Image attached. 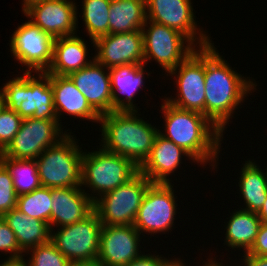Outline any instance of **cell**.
<instances>
[{
  "instance_id": "obj_1",
  "label": "cell",
  "mask_w": 267,
  "mask_h": 266,
  "mask_svg": "<svg viewBox=\"0 0 267 266\" xmlns=\"http://www.w3.org/2000/svg\"><path fill=\"white\" fill-rule=\"evenodd\" d=\"M216 49L213 44L205 47V116L223 133L234 110L257 85L232 70Z\"/></svg>"
},
{
  "instance_id": "obj_2",
  "label": "cell",
  "mask_w": 267,
  "mask_h": 266,
  "mask_svg": "<svg viewBox=\"0 0 267 266\" xmlns=\"http://www.w3.org/2000/svg\"><path fill=\"white\" fill-rule=\"evenodd\" d=\"M161 109L165 133L159 134L187 151L195 162L202 165L210 162L216 168L223 133L202 113L175 107L166 100Z\"/></svg>"
},
{
  "instance_id": "obj_3",
  "label": "cell",
  "mask_w": 267,
  "mask_h": 266,
  "mask_svg": "<svg viewBox=\"0 0 267 266\" xmlns=\"http://www.w3.org/2000/svg\"><path fill=\"white\" fill-rule=\"evenodd\" d=\"M138 111H113L100 116L102 146L132 160L138 167L149 157L157 128L138 117ZM138 115V116H137Z\"/></svg>"
},
{
  "instance_id": "obj_4",
  "label": "cell",
  "mask_w": 267,
  "mask_h": 266,
  "mask_svg": "<svg viewBox=\"0 0 267 266\" xmlns=\"http://www.w3.org/2000/svg\"><path fill=\"white\" fill-rule=\"evenodd\" d=\"M24 72L6 82L1 89L5 107L17 112L22 119L58 120L53 100L50 74L39 72L38 77Z\"/></svg>"
},
{
  "instance_id": "obj_5",
  "label": "cell",
  "mask_w": 267,
  "mask_h": 266,
  "mask_svg": "<svg viewBox=\"0 0 267 266\" xmlns=\"http://www.w3.org/2000/svg\"><path fill=\"white\" fill-rule=\"evenodd\" d=\"M71 134L45 149L35 160L42 186L48 188L82 187V157L78 142Z\"/></svg>"
},
{
  "instance_id": "obj_6",
  "label": "cell",
  "mask_w": 267,
  "mask_h": 266,
  "mask_svg": "<svg viewBox=\"0 0 267 266\" xmlns=\"http://www.w3.org/2000/svg\"><path fill=\"white\" fill-rule=\"evenodd\" d=\"M139 167L130 159L105 150L83 152L81 186L99 197L132 179ZM98 192V193H97Z\"/></svg>"
},
{
  "instance_id": "obj_7",
  "label": "cell",
  "mask_w": 267,
  "mask_h": 266,
  "mask_svg": "<svg viewBox=\"0 0 267 266\" xmlns=\"http://www.w3.org/2000/svg\"><path fill=\"white\" fill-rule=\"evenodd\" d=\"M152 182L138 172L132 179L94 201L102 225H133L143 197Z\"/></svg>"
},
{
  "instance_id": "obj_8",
  "label": "cell",
  "mask_w": 267,
  "mask_h": 266,
  "mask_svg": "<svg viewBox=\"0 0 267 266\" xmlns=\"http://www.w3.org/2000/svg\"><path fill=\"white\" fill-rule=\"evenodd\" d=\"M142 35L144 64L153 58L167 73L196 50V46L179 31L150 20H146L142 27Z\"/></svg>"
},
{
  "instance_id": "obj_9",
  "label": "cell",
  "mask_w": 267,
  "mask_h": 266,
  "mask_svg": "<svg viewBox=\"0 0 267 266\" xmlns=\"http://www.w3.org/2000/svg\"><path fill=\"white\" fill-rule=\"evenodd\" d=\"M102 226L93 211L84 220L59 227L56 233L50 230V242L70 262H96Z\"/></svg>"
},
{
  "instance_id": "obj_10",
  "label": "cell",
  "mask_w": 267,
  "mask_h": 266,
  "mask_svg": "<svg viewBox=\"0 0 267 266\" xmlns=\"http://www.w3.org/2000/svg\"><path fill=\"white\" fill-rule=\"evenodd\" d=\"M58 120L23 119L20 129L0 153V157L35 160L45 149L55 146L67 134Z\"/></svg>"
},
{
  "instance_id": "obj_11",
  "label": "cell",
  "mask_w": 267,
  "mask_h": 266,
  "mask_svg": "<svg viewBox=\"0 0 267 266\" xmlns=\"http://www.w3.org/2000/svg\"><path fill=\"white\" fill-rule=\"evenodd\" d=\"M169 74L178 78L174 77L179 93L176 98L171 96L165 100L175 107L205 116V48H196Z\"/></svg>"
},
{
  "instance_id": "obj_12",
  "label": "cell",
  "mask_w": 267,
  "mask_h": 266,
  "mask_svg": "<svg viewBox=\"0 0 267 266\" xmlns=\"http://www.w3.org/2000/svg\"><path fill=\"white\" fill-rule=\"evenodd\" d=\"M172 183H152L139 207L134 227L141 233H165L173 227L176 201Z\"/></svg>"
},
{
  "instance_id": "obj_13",
  "label": "cell",
  "mask_w": 267,
  "mask_h": 266,
  "mask_svg": "<svg viewBox=\"0 0 267 266\" xmlns=\"http://www.w3.org/2000/svg\"><path fill=\"white\" fill-rule=\"evenodd\" d=\"M54 38L30 20L14 31L10 50L17 61L25 65V72H46L53 60Z\"/></svg>"
},
{
  "instance_id": "obj_14",
  "label": "cell",
  "mask_w": 267,
  "mask_h": 266,
  "mask_svg": "<svg viewBox=\"0 0 267 266\" xmlns=\"http://www.w3.org/2000/svg\"><path fill=\"white\" fill-rule=\"evenodd\" d=\"M191 4V0H146L147 20L173 28L186 36L194 46L198 43V48H205L212 41L201 31L202 28H197Z\"/></svg>"
},
{
  "instance_id": "obj_15",
  "label": "cell",
  "mask_w": 267,
  "mask_h": 266,
  "mask_svg": "<svg viewBox=\"0 0 267 266\" xmlns=\"http://www.w3.org/2000/svg\"><path fill=\"white\" fill-rule=\"evenodd\" d=\"M140 239L134 225H103L96 262L100 266H126L142 255Z\"/></svg>"
},
{
  "instance_id": "obj_16",
  "label": "cell",
  "mask_w": 267,
  "mask_h": 266,
  "mask_svg": "<svg viewBox=\"0 0 267 266\" xmlns=\"http://www.w3.org/2000/svg\"><path fill=\"white\" fill-rule=\"evenodd\" d=\"M94 60L106 69L121 65L144 64L142 30L103 35L94 40Z\"/></svg>"
},
{
  "instance_id": "obj_17",
  "label": "cell",
  "mask_w": 267,
  "mask_h": 266,
  "mask_svg": "<svg viewBox=\"0 0 267 266\" xmlns=\"http://www.w3.org/2000/svg\"><path fill=\"white\" fill-rule=\"evenodd\" d=\"M77 10L72 0H46L30 6L24 14L55 39L77 33Z\"/></svg>"
},
{
  "instance_id": "obj_18",
  "label": "cell",
  "mask_w": 267,
  "mask_h": 266,
  "mask_svg": "<svg viewBox=\"0 0 267 266\" xmlns=\"http://www.w3.org/2000/svg\"><path fill=\"white\" fill-rule=\"evenodd\" d=\"M105 68L94 60L89 66L68 75L100 116L113 112L110 74Z\"/></svg>"
},
{
  "instance_id": "obj_19",
  "label": "cell",
  "mask_w": 267,
  "mask_h": 266,
  "mask_svg": "<svg viewBox=\"0 0 267 266\" xmlns=\"http://www.w3.org/2000/svg\"><path fill=\"white\" fill-rule=\"evenodd\" d=\"M91 195V196H90ZM81 187L51 188V230L84 220L94 211L97 196Z\"/></svg>"
},
{
  "instance_id": "obj_20",
  "label": "cell",
  "mask_w": 267,
  "mask_h": 266,
  "mask_svg": "<svg viewBox=\"0 0 267 266\" xmlns=\"http://www.w3.org/2000/svg\"><path fill=\"white\" fill-rule=\"evenodd\" d=\"M184 155L195 161L183 148L158 134L150 155L139 167V172L152 183H171V179L167 177L181 165V156Z\"/></svg>"
},
{
  "instance_id": "obj_21",
  "label": "cell",
  "mask_w": 267,
  "mask_h": 266,
  "mask_svg": "<svg viewBox=\"0 0 267 266\" xmlns=\"http://www.w3.org/2000/svg\"><path fill=\"white\" fill-rule=\"evenodd\" d=\"M50 83L58 123L62 112L92 122L100 121V115L90 106L68 76L50 74Z\"/></svg>"
},
{
  "instance_id": "obj_22",
  "label": "cell",
  "mask_w": 267,
  "mask_h": 266,
  "mask_svg": "<svg viewBox=\"0 0 267 266\" xmlns=\"http://www.w3.org/2000/svg\"><path fill=\"white\" fill-rule=\"evenodd\" d=\"M81 38L76 34L54 39L53 60L47 74L68 76L94 61L87 59L88 47Z\"/></svg>"
},
{
  "instance_id": "obj_23",
  "label": "cell",
  "mask_w": 267,
  "mask_h": 266,
  "mask_svg": "<svg viewBox=\"0 0 267 266\" xmlns=\"http://www.w3.org/2000/svg\"><path fill=\"white\" fill-rule=\"evenodd\" d=\"M144 64L121 65L109 69L113 111H137L133 97L144 85ZM121 93L125 99L117 94ZM120 96V97H119Z\"/></svg>"
},
{
  "instance_id": "obj_24",
  "label": "cell",
  "mask_w": 267,
  "mask_h": 266,
  "mask_svg": "<svg viewBox=\"0 0 267 266\" xmlns=\"http://www.w3.org/2000/svg\"><path fill=\"white\" fill-rule=\"evenodd\" d=\"M14 232L20 250L24 253L38 245L50 241V226L36 218H30L17 208L2 216Z\"/></svg>"
},
{
  "instance_id": "obj_25",
  "label": "cell",
  "mask_w": 267,
  "mask_h": 266,
  "mask_svg": "<svg viewBox=\"0 0 267 266\" xmlns=\"http://www.w3.org/2000/svg\"><path fill=\"white\" fill-rule=\"evenodd\" d=\"M109 34L142 30L147 20L146 0H111Z\"/></svg>"
},
{
  "instance_id": "obj_26",
  "label": "cell",
  "mask_w": 267,
  "mask_h": 266,
  "mask_svg": "<svg viewBox=\"0 0 267 266\" xmlns=\"http://www.w3.org/2000/svg\"><path fill=\"white\" fill-rule=\"evenodd\" d=\"M225 243L232 250L243 248L247 253L255 242L261 220L255 212L239 209L229 217Z\"/></svg>"
},
{
  "instance_id": "obj_27",
  "label": "cell",
  "mask_w": 267,
  "mask_h": 266,
  "mask_svg": "<svg viewBox=\"0 0 267 266\" xmlns=\"http://www.w3.org/2000/svg\"><path fill=\"white\" fill-rule=\"evenodd\" d=\"M241 170L238 185L246 203V208L241 209L258 213L266 200L267 175L264 169L250 160L245 161Z\"/></svg>"
},
{
  "instance_id": "obj_28",
  "label": "cell",
  "mask_w": 267,
  "mask_h": 266,
  "mask_svg": "<svg viewBox=\"0 0 267 266\" xmlns=\"http://www.w3.org/2000/svg\"><path fill=\"white\" fill-rule=\"evenodd\" d=\"M0 161L11 174L17 196L30 193L42 186L36 160L0 157Z\"/></svg>"
},
{
  "instance_id": "obj_29",
  "label": "cell",
  "mask_w": 267,
  "mask_h": 266,
  "mask_svg": "<svg viewBox=\"0 0 267 266\" xmlns=\"http://www.w3.org/2000/svg\"><path fill=\"white\" fill-rule=\"evenodd\" d=\"M82 2V19L94 46L95 39L109 34L111 0H83Z\"/></svg>"
},
{
  "instance_id": "obj_30",
  "label": "cell",
  "mask_w": 267,
  "mask_h": 266,
  "mask_svg": "<svg viewBox=\"0 0 267 266\" xmlns=\"http://www.w3.org/2000/svg\"><path fill=\"white\" fill-rule=\"evenodd\" d=\"M16 208L30 218L48 223L51 229V188L41 186L30 193L18 196Z\"/></svg>"
},
{
  "instance_id": "obj_31",
  "label": "cell",
  "mask_w": 267,
  "mask_h": 266,
  "mask_svg": "<svg viewBox=\"0 0 267 266\" xmlns=\"http://www.w3.org/2000/svg\"><path fill=\"white\" fill-rule=\"evenodd\" d=\"M27 266H69L71 263L50 241L38 245L31 250Z\"/></svg>"
},
{
  "instance_id": "obj_32",
  "label": "cell",
  "mask_w": 267,
  "mask_h": 266,
  "mask_svg": "<svg viewBox=\"0 0 267 266\" xmlns=\"http://www.w3.org/2000/svg\"><path fill=\"white\" fill-rule=\"evenodd\" d=\"M22 121L21 116L9 108L4 107L0 112V153L12 141Z\"/></svg>"
},
{
  "instance_id": "obj_33",
  "label": "cell",
  "mask_w": 267,
  "mask_h": 266,
  "mask_svg": "<svg viewBox=\"0 0 267 266\" xmlns=\"http://www.w3.org/2000/svg\"><path fill=\"white\" fill-rule=\"evenodd\" d=\"M17 197L11 174L0 161V216L16 208Z\"/></svg>"
},
{
  "instance_id": "obj_34",
  "label": "cell",
  "mask_w": 267,
  "mask_h": 266,
  "mask_svg": "<svg viewBox=\"0 0 267 266\" xmlns=\"http://www.w3.org/2000/svg\"><path fill=\"white\" fill-rule=\"evenodd\" d=\"M0 251L11 253L9 259L23 258L24 256L19 248L14 232L2 216H0Z\"/></svg>"
},
{
  "instance_id": "obj_35",
  "label": "cell",
  "mask_w": 267,
  "mask_h": 266,
  "mask_svg": "<svg viewBox=\"0 0 267 266\" xmlns=\"http://www.w3.org/2000/svg\"><path fill=\"white\" fill-rule=\"evenodd\" d=\"M177 259L168 260L159 255L142 254L126 266H171Z\"/></svg>"
},
{
  "instance_id": "obj_36",
  "label": "cell",
  "mask_w": 267,
  "mask_h": 266,
  "mask_svg": "<svg viewBox=\"0 0 267 266\" xmlns=\"http://www.w3.org/2000/svg\"><path fill=\"white\" fill-rule=\"evenodd\" d=\"M247 254L267 257V223H261L255 242Z\"/></svg>"
},
{
  "instance_id": "obj_37",
  "label": "cell",
  "mask_w": 267,
  "mask_h": 266,
  "mask_svg": "<svg viewBox=\"0 0 267 266\" xmlns=\"http://www.w3.org/2000/svg\"><path fill=\"white\" fill-rule=\"evenodd\" d=\"M242 260L244 266H267V257H260L245 253Z\"/></svg>"
},
{
  "instance_id": "obj_38",
  "label": "cell",
  "mask_w": 267,
  "mask_h": 266,
  "mask_svg": "<svg viewBox=\"0 0 267 266\" xmlns=\"http://www.w3.org/2000/svg\"><path fill=\"white\" fill-rule=\"evenodd\" d=\"M24 258H17V259H9L7 258L6 261L2 262L0 266H27L26 260Z\"/></svg>"
},
{
  "instance_id": "obj_39",
  "label": "cell",
  "mask_w": 267,
  "mask_h": 266,
  "mask_svg": "<svg viewBox=\"0 0 267 266\" xmlns=\"http://www.w3.org/2000/svg\"><path fill=\"white\" fill-rule=\"evenodd\" d=\"M257 214H258L259 219L261 220V223H267V195H266V200L263 203L262 208Z\"/></svg>"
},
{
  "instance_id": "obj_40",
  "label": "cell",
  "mask_w": 267,
  "mask_h": 266,
  "mask_svg": "<svg viewBox=\"0 0 267 266\" xmlns=\"http://www.w3.org/2000/svg\"><path fill=\"white\" fill-rule=\"evenodd\" d=\"M43 1H46V0H23L22 2V12H24L27 8H29L30 6L36 4V3H40V2H43Z\"/></svg>"
},
{
  "instance_id": "obj_41",
  "label": "cell",
  "mask_w": 267,
  "mask_h": 266,
  "mask_svg": "<svg viewBox=\"0 0 267 266\" xmlns=\"http://www.w3.org/2000/svg\"><path fill=\"white\" fill-rule=\"evenodd\" d=\"M69 266H100L97 262H71Z\"/></svg>"
},
{
  "instance_id": "obj_42",
  "label": "cell",
  "mask_w": 267,
  "mask_h": 266,
  "mask_svg": "<svg viewBox=\"0 0 267 266\" xmlns=\"http://www.w3.org/2000/svg\"><path fill=\"white\" fill-rule=\"evenodd\" d=\"M4 107H5L4 94L0 88V112L3 110Z\"/></svg>"
},
{
  "instance_id": "obj_43",
  "label": "cell",
  "mask_w": 267,
  "mask_h": 266,
  "mask_svg": "<svg viewBox=\"0 0 267 266\" xmlns=\"http://www.w3.org/2000/svg\"><path fill=\"white\" fill-rule=\"evenodd\" d=\"M215 262L216 261L213 262V260L210 258L209 262L208 263L205 262V265L203 264V266H223V263H217V262L215 263Z\"/></svg>"
},
{
  "instance_id": "obj_44",
  "label": "cell",
  "mask_w": 267,
  "mask_h": 266,
  "mask_svg": "<svg viewBox=\"0 0 267 266\" xmlns=\"http://www.w3.org/2000/svg\"><path fill=\"white\" fill-rule=\"evenodd\" d=\"M177 259L178 260H176L171 266H187V265H184L185 263H182V261L179 260L180 258H177Z\"/></svg>"
}]
</instances>
